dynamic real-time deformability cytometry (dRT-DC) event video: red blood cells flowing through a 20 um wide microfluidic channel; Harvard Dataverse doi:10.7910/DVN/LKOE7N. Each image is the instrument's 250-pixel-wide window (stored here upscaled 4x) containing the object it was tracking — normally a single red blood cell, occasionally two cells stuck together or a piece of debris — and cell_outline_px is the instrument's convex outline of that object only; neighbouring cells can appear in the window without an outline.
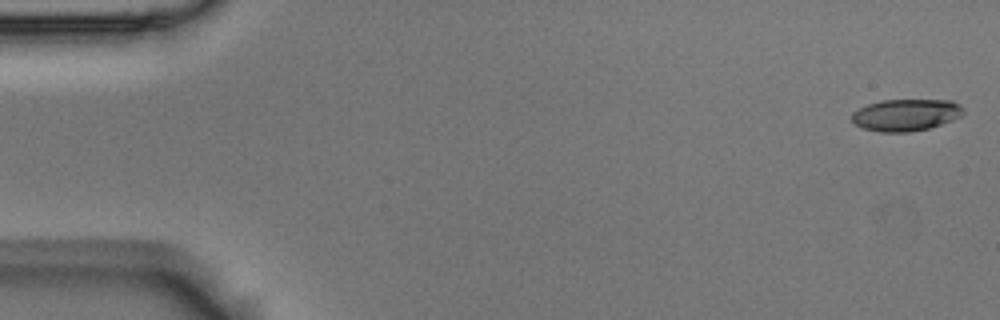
{"species": "Egyptian fruit bat (a non-hibernating species)", "species_latin": "Rousettus aegyptiacus", "temperature_condition": "room temperature", "stored_images_in_passage": 5, "camera_frame_rate_fps": 3000, "um_per_image_px": 0.085, "animal": {"sex": "male"}, "frame": {"image": 1, "passage_image": 1, "time_ms": 0.0, "image_size_px": [1000, 320], "cell_outline_px": [[964, 112], [960, 116], [952, 120], [928, 128], [908, 132], [880, 132], [864, 128], [856, 124], [852, 120], [852, 112], [868, 104], [884, 100], [952, 100], [960, 104], [964, 108]], "centroid_in_image_um": [77.02, 9.76], "position_along_channel_um": 8.0, "area_um2": 20.58}}
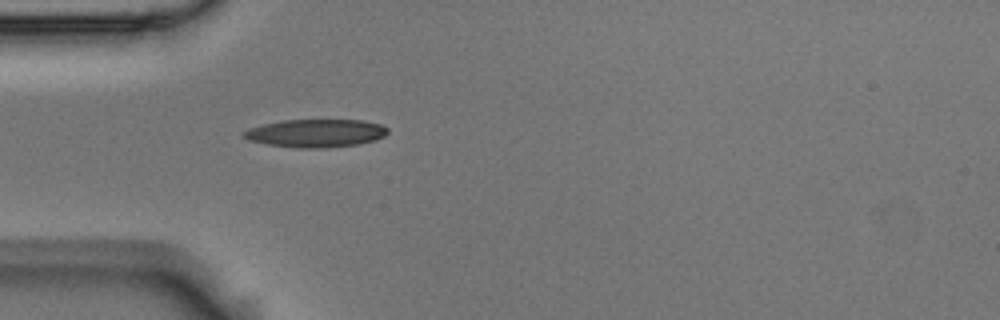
{"frame": {"image": 2, "passage_image": 5, "time_ms": 1.333, "image_size_px": [1000, 320], "cell_outline_px": [[388, 132], [384, 136], [376, 140], [360, 144], [324, 148], [296, 148], [268, 144], [248, 140], [240, 136], [240, 132], [248, 128], [264, 124], [284, 120], [364, 120], [380, 124], [388, 128]], "centroid_in_image_um": [26.82, 11.32], "position_along_channel_um": 58.2, "area_um2": 23.76}}